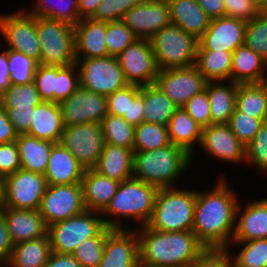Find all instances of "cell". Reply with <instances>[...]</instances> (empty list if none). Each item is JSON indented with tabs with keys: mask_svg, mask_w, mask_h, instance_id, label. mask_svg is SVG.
<instances>
[{
	"mask_svg": "<svg viewBox=\"0 0 267 267\" xmlns=\"http://www.w3.org/2000/svg\"><path fill=\"white\" fill-rule=\"evenodd\" d=\"M225 177H218L212 190L196 193L192 231L206 249H227L234 236L240 201Z\"/></svg>",
	"mask_w": 267,
	"mask_h": 267,
	"instance_id": "cell-1",
	"label": "cell"
},
{
	"mask_svg": "<svg viewBox=\"0 0 267 267\" xmlns=\"http://www.w3.org/2000/svg\"><path fill=\"white\" fill-rule=\"evenodd\" d=\"M140 261L152 265L190 267L206 250L193 231L164 232L135 227Z\"/></svg>",
	"mask_w": 267,
	"mask_h": 267,
	"instance_id": "cell-2",
	"label": "cell"
},
{
	"mask_svg": "<svg viewBox=\"0 0 267 267\" xmlns=\"http://www.w3.org/2000/svg\"><path fill=\"white\" fill-rule=\"evenodd\" d=\"M192 164L191 155L172 143L151 151H134L133 178L158 189L176 187Z\"/></svg>",
	"mask_w": 267,
	"mask_h": 267,
	"instance_id": "cell-3",
	"label": "cell"
},
{
	"mask_svg": "<svg viewBox=\"0 0 267 267\" xmlns=\"http://www.w3.org/2000/svg\"><path fill=\"white\" fill-rule=\"evenodd\" d=\"M158 188L131 178L120 182L116 194L101 213L104 224L110 228H133L126 226L122 220L130 219L138 223L136 227L147 225L150 221ZM104 214V215H103Z\"/></svg>",
	"mask_w": 267,
	"mask_h": 267,
	"instance_id": "cell-4",
	"label": "cell"
},
{
	"mask_svg": "<svg viewBox=\"0 0 267 267\" xmlns=\"http://www.w3.org/2000/svg\"><path fill=\"white\" fill-rule=\"evenodd\" d=\"M197 189L168 187L159 189L147 226L154 230L192 231Z\"/></svg>",
	"mask_w": 267,
	"mask_h": 267,
	"instance_id": "cell-5",
	"label": "cell"
},
{
	"mask_svg": "<svg viewBox=\"0 0 267 267\" xmlns=\"http://www.w3.org/2000/svg\"><path fill=\"white\" fill-rule=\"evenodd\" d=\"M159 70L196 64L198 39L179 26H165L150 39Z\"/></svg>",
	"mask_w": 267,
	"mask_h": 267,
	"instance_id": "cell-6",
	"label": "cell"
},
{
	"mask_svg": "<svg viewBox=\"0 0 267 267\" xmlns=\"http://www.w3.org/2000/svg\"><path fill=\"white\" fill-rule=\"evenodd\" d=\"M36 31L41 47L40 64L64 67L76 63L74 26L36 16Z\"/></svg>",
	"mask_w": 267,
	"mask_h": 267,
	"instance_id": "cell-7",
	"label": "cell"
},
{
	"mask_svg": "<svg viewBox=\"0 0 267 267\" xmlns=\"http://www.w3.org/2000/svg\"><path fill=\"white\" fill-rule=\"evenodd\" d=\"M102 214L85 210L48 226L51 252L73 254L81 242L96 237L106 226Z\"/></svg>",
	"mask_w": 267,
	"mask_h": 267,
	"instance_id": "cell-8",
	"label": "cell"
},
{
	"mask_svg": "<svg viewBox=\"0 0 267 267\" xmlns=\"http://www.w3.org/2000/svg\"><path fill=\"white\" fill-rule=\"evenodd\" d=\"M76 65L80 86L94 93L107 97L129 85L117 57L76 59Z\"/></svg>",
	"mask_w": 267,
	"mask_h": 267,
	"instance_id": "cell-9",
	"label": "cell"
},
{
	"mask_svg": "<svg viewBox=\"0 0 267 267\" xmlns=\"http://www.w3.org/2000/svg\"><path fill=\"white\" fill-rule=\"evenodd\" d=\"M0 35L5 49L15 50L33 58L40 64L41 47L36 31V16L24 8L16 12L0 13Z\"/></svg>",
	"mask_w": 267,
	"mask_h": 267,
	"instance_id": "cell-10",
	"label": "cell"
},
{
	"mask_svg": "<svg viewBox=\"0 0 267 267\" xmlns=\"http://www.w3.org/2000/svg\"><path fill=\"white\" fill-rule=\"evenodd\" d=\"M59 144L66 148L85 169H93L105 146L99 123L64 127Z\"/></svg>",
	"mask_w": 267,
	"mask_h": 267,
	"instance_id": "cell-11",
	"label": "cell"
},
{
	"mask_svg": "<svg viewBox=\"0 0 267 267\" xmlns=\"http://www.w3.org/2000/svg\"><path fill=\"white\" fill-rule=\"evenodd\" d=\"M86 209L81 183L48 185L39 212L48 226L81 214Z\"/></svg>",
	"mask_w": 267,
	"mask_h": 267,
	"instance_id": "cell-12",
	"label": "cell"
},
{
	"mask_svg": "<svg viewBox=\"0 0 267 267\" xmlns=\"http://www.w3.org/2000/svg\"><path fill=\"white\" fill-rule=\"evenodd\" d=\"M47 186L43 174L19 169L4 177V207L39 209Z\"/></svg>",
	"mask_w": 267,
	"mask_h": 267,
	"instance_id": "cell-13",
	"label": "cell"
},
{
	"mask_svg": "<svg viewBox=\"0 0 267 267\" xmlns=\"http://www.w3.org/2000/svg\"><path fill=\"white\" fill-rule=\"evenodd\" d=\"M117 58L129 85L147 86L155 83L159 69L150 40H136Z\"/></svg>",
	"mask_w": 267,
	"mask_h": 267,
	"instance_id": "cell-14",
	"label": "cell"
},
{
	"mask_svg": "<svg viewBox=\"0 0 267 267\" xmlns=\"http://www.w3.org/2000/svg\"><path fill=\"white\" fill-rule=\"evenodd\" d=\"M207 82L196 65L159 70L155 80L160 90L179 107L204 90Z\"/></svg>",
	"mask_w": 267,
	"mask_h": 267,
	"instance_id": "cell-15",
	"label": "cell"
},
{
	"mask_svg": "<svg viewBox=\"0 0 267 267\" xmlns=\"http://www.w3.org/2000/svg\"><path fill=\"white\" fill-rule=\"evenodd\" d=\"M64 127L99 123L108 114L107 97L81 86L67 99L58 103Z\"/></svg>",
	"mask_w": 267,
	"mask_h": 267,
	"instance_id": "cell-16",
	"label": "cell"
},
{
	"mask_svg": "<svg viewBox=\"0 0 267 267\" xmlns=\"http://www.w3.org/2000/svg\"><path fill=\"white\" fill-rule=\"evenodd\" d=\"M199 148L218 162L220 160L222 163L240 166L246 161L245 145L234 135L227 123L211 124L203 128Z\"/></svg>",
	"mask_w": 267,
	"mask_h": 267,
	"instance_id": "cell-17",
	"label": "cell"
},
{
	"mask_svg": "<svg viewBox=\"0 0 267 267\" xmlns=\"http://www.w3.org/2000/svg\"><path fill=\"white\" fill-rule=\"evenodd\" d=\"M122 21L138 39L150 40L155 33L171 24L168 2L142 0L125 13Z\"/></svg>",
	"mask_w": 267,
	"mask_h": 267,
	"instance_id": "cell-18",
	"label": "cell"
},
{
	"mask_svg": "<svg viewBox=\"0 0 267 267\" xmlns=\"http://www.w3.org/2000/svg\"><path fill=\"white\" fill-rule=\"evenodd\" d=\"M246 23L233 17L211 19L210 25L198 39L197 50L234 52L244 44Z\"/></svg>",
	"mask_w": 267,
	"mask_h": 267,
	"instance_id": "cell-19",
	"label": "cell"
},
{
	"mask_svg": "<svg viewBox=\"0 0 267 267\" xmlns=\"http://www.w3.org/2000/svg\"><path fill=\"white\" fill-rule=\"evenodd\" d=\"M140 260L139 237L135 228H112L106 237L98 267H136Z\"/></svg>",
	"mask_w": 267,
	"mask_h": 267,
	"instance_id": "cell-20",
	"label": "cell"
},
{
	"mask_svg": "<svg viewBox=\"0 0 267 267\" xmlns=\"http://www.w3.org/2000/svg\"><path fill=\"white\" fill-rule=\"evenodd\" d=\"M247 201L243 208L242 203L238 204L235 232L231 242L267 238V197Z\"/></svg>",
	"mask_w": 267,
	"mask_h": 267,
	"instance_id": "cell-21",
	"label": "cell"
},
{
	"mask_svg": "<svg viewBox=\"0 0 267 267\" xmlns=\"http://www.w3.org/2000/svg\"><path fill=\"white\" fill-rule=\"evenodd\" d=\"M8 231L14 245L47 235L48 227L39 209H13L4 207Z\"/></svg>",
	"mask_w": 267,
	"mask_h": 267,
	"instance_id": "cell-22",
	"label": "cell"
},
{
	"mask_svg": "<svg viewBox=\"0 0 267 267\" xmlns=\"http://www.w3.org/2000/svg\"><path fill=\"white\" fill-rule=\"evenodd\" d=\"M107 22L81 19L75 26V57L90 59L108 56L105 44Z\"/></svg>",
	"mask_w": 267,
	"mask_h": 267,
	"instance_id": "cell-23",
	"label": "cell"
},
{
	"mask_svg": "<svg viewBox=\"0 0 267 267\" xmlns=\"http://www.w3.org/2000/svg\"><path fill=\"white\" fill-rule=\"evenodd\" d=\"M85 168L59 143L51 148L48 165L44 173L48 185L81 183Z\"/></svg>",
	"mask_w": 267,
	"mask_h": 267,
	"instance_id": "cell-24",
	"label": "cell"
},
{
	"mask_svg": "<svg viewBox=\"0 0 267 267\" xmlns=\"http://www.w3.org/2000/svg\"><path fill=\"white\" fill-rule=\"evenodd\" d=\"M119 184L94 169H85L81 185L86 209L102 213L116 194Z\"/></svg>",
	"mask_w": 267,
	"mask_h": 267,
	"instance_id": "cell-25",
	"label": "cell"
},
{
	"mask_svg": "<svg viewBox=\"0 0 267 267\" xmlns=\"http://www.w3.org/2000/svg\"><path fill=\"white\" fill-rule=\"evenodd\" d=\"M230 81L237 84L267 81V62L245 44L239 46L232 55Z\"/></svg>",
	"mask_w": 267,
	"mask_h": 267,
	"instance_id": "cell-26",
	"label": "cell"
},
{
	"mask_svg": "<svg viewBox=\"0 0 267 267\" xmlns=\"http://www.w3.org/2000/svg\"><path fill=\"white\" fill-rule=\"evenodd\" d=\"M171 23L199 39L210 25L211 18L196 0H166Z\"/></svg>",
	"mask_w": 267,
	"mask_h": 267,
	"instance_id": "cell-27",
	"label": "cell"
},
{
	"mask_svg": "<svg viewBox=\"0 0 267 267\" xmlns=\"http://www.w3.org/2000/svg\"><path fill=\"white\" fill-rule=\"evenodd\" d=\"M64 126L59 104L56 102L42 101L35 106L33 119L27 134L38 139L59 143Z\"/></svg>",
	"mask_w": 267,
	"mask_h": 267,
	"instance_id": "cell-28",
	"label": "cell"
},
{
	"mask_svg": "<svg viewBox=\"0 0 267 267\" xmlns=\"http://www.w3.org/2000/svg\"><path fill=\"white\" fill-rule=\"evenodd\" d=\"M134 151L109 143H105L104 149L96 166L93 168L99 174L110 179L122 182L133 178Z\"/></svg>",
	"mask_w": 267,
	"mask_h": 267,
	"instance_id": "cell-29",
	"label": "cell"
},
{
	"mask_svg": "<svg viewBox=\"0 0 267 267\" xmlns=\"http://www.w3.org/2000/svg\"><path fill=\"white\" fill-rule=\"evenodd\" d=\"M167 128L171 143L186 150L191 155L192 162L196 160L194 153L196 152V148H198L196 146L200 144L203 128L183 107H179L176 110Z\"/></svg>",
	"mask_w": 267,
	"mask_h": 267,
	"instance_id": "cell-30",
	"label": "cell"
},
{
	"mask_svg": "<svg viewBox=\"0 0 267 267\" xmlns=\"http://www.w3.org/2000/svg\"><path fill=\"white\" fill-rule=\"evenodd\" d=\"M228 83V84H227ZM207 82L211 124L228 123L235 111L238 84L233 81Z\"/></svg>",
	"mask_w": 267,
	"mask_h": 267,
	"instance_id": "cell-31",
	"label": "cell"
},
{
	"mask_svg": "<svg viewBox=\"0 0 267 267\" xmlns=\"http://www.w3.org/2000/svg\"><path fill=\"white\" fill-rule=\"evenodd\" d=\"M21 169L43 174L46 171L51 148L55 143L20 134L16 140Z\"/></svg>",
	"mask_w": 267,
	"mask_h": 267,
	"instance_id": "cell-32",
	"label": "cell"
},
{
	"mask_svg": "<svg viewBox=\"0 0 267 267\" xmlns=\"http://www.w3.org/2000/svg\"><path fill=\"white\" fill-rule=\"evenodd\" d=\"M51 254L46 236L14 245L11 257L4 267H44Z\"/></svg>",
	"mask_w": 267,
	"mask_h": 267,
	"instance_id": "cell-33",
	"label": "cell"
},
{
	"mask_svg": "<svg viewBox=\"0 0 267 267\" xmlns=\"http://www.w3.org/2000/svg\"><path fill=\"white\" fill-rule=\"evenodd\" d=\"M144 122L167 126L179 108L154 83L143 86Z\"/></svg>",
	"mask_w": 267,
	"mask_h": 267,
	"instance_id": "cell-34",
	"label": "cell"
},
{
	"mask_svg": "<svg viewBox=\"0 0 267 267\" xmlns=\"http://www.w3.org/2000/svg\"><path fill=\"white\" fill-rule=\"evenodd\" d=\"M232 52L197 50L196 66L208 82L230 81Z\"/></svg>",
	"mask_w": 267,
	"mask_h": 267,
	"instance_id": "cell-35",
	"label": "cell"
},
{
	"mask_svg": "<svg viewBox=\"0 0 267 267\" xmlns=\"http://www.w3.org/2000/svg\"><path fill=\"white\" fill-rule=\"evenodd\" d=\"M235 109L254 118L266 121L267 81L238 84Z\"/></svg>",
	"mask_w": 267,
	"mask_h": 267,
	"instance_id": "cell-36",
	"label": "cell"
},
{
	"mask_svg": "<svg viewBox=\"0 0 267 267\" xmlns=\"http://www.w3.org/2000/svg\"><path fill=\"white\" fill-rule=\"evenodd\" d=\"M30 8L23 7L30 15L62 21L75 26L81 19L78 0H34Z\"/></svg>",
	"mask_w": 267,
	"mask_h": 267,
	"instance_id": "cell-37",
	"label": "cell"
},
{
	"mask_svg": "<svg viewBox=\"0 0 267 267\" xmlns=\"http://www.w3.org/2000/svg\"><path fill=\"white\" fill-rule=\"evenodd\" d=\"M231 245L235 248L238 246L239 250L233 251ZM226 250L230 253L235 267H267V238L231 242ZM231 250L235 252V255Z\"/></svg>",
	"mask_w": 267,
	"mask_h": 267,
	"instance_id": "cell-38",
	"label": "cell"
},
{
	"mask_svg": "<svg viewBox=\"0 0 267 267\" xmlns=\"http://www.w3.org/2000/svg\"><path fill=\"white\" fill-rule=\"evenodd\" d=\"M171 144L167 126L142 122L135 127L133 151H151Z\"/></svg>",
	"mask_w": 267,
	"mask_h": 267,
	"instance_id": "cell-39",
	"label": "cell"
},
{
	"mask_svg": "<svg viewBox=\"0 0 267 267\" xmlns=\"http://www.w3.org/2000/svg\"><path fill=\"white\" fill-rule=\"evenodd\" d=\"M101 126L105 143L133 150L135 127L123 117L107 114L103 118Z\"/></svg>",
	"mask_w": 267,
	"mask_h": 267,
	"instance_id": "cell-40",
	"label": "cell"
},
{
	"mask_svg": "<svg viewBox=\"0 0 267 267\" xmlns=\"http://www.w3.org/2000/svg\"><path fill=\"white\" fill-rule=\"evenodd\" d=\"M8 74L12 85H24L34 82L39 63L24 53L7 49Z\"/></svg>",
	"mask_w": 267,
	"mask_h": 267,
	"instance_id": "cell-41",
	"label": "cell"
},
{
	"mask_svg": "<svg viewBox=\"0 0 267 267\" xmlns=\"http://www.w3.org/2000/svg\"><path fill=\"white\" fill-rule=\"evenodd\" d=\"M43 100L34 82L24 85H10L1 95L4 108L37 106Z\"/></svg>",
	"mask_w": 267,
	"mask_h": 267,
	"instance_id": "cell-42",
	"label": "cell"
},
{
	"mask_svg": "<svg viewBox=\"0 0 267 267\" xmlns=\"http://www.w3.org/2000/svg\"><path fill=\"white\" fill-rule=\"evenodd\" d=\"M112 228L105 227L96 237L80 243L72 254L83 267H98L104 254V246L108 232Z\"/></svg>",
	"mask_w": 267,
	"mask_h": 267,
	"instance_id": "cell-43",
	"label": "cell"
},
{
	"mask_svg": "<svg viewBox=\"0 0 267 267\" xmlns=\"http://www.w3.org/2000/svg\"><path fill=\"white\" fill-rule=\"evenodd\" d=\"M136 40V35L122 20L107 22L105 44L109 56L117 57Z\"/></svg>",
	"mask_w": 267,
	"mask_h": 267,
	"instance_id": "cell-44",
	"label": "cell"
},
{
	"mask_svg": "<svg viewBox=\"0 0 267 267\" xmlns=\"http://www.w3.org/2000/svg\"><path fill=\"white\" fill-rule=\"evenodd\" d=\"M245 165H253L261 175H267V121L263 123L254 139L245 146Z\"/></svg>",
	"mask_w": 267,
	"mask_h": 267,
	"instance_id": "cell-45",
	"label": "cell"
},
{
	"mask_svg": "<svg viewBox=\"0 0 267 267\" xmlns=\"http://www.w3.org/2000/svg\"><path fill=\"white\" fill-rule=\"evenodd\" d=\"M244 44L267 62V17L260 13L246 23Z\"/></svg>",
	"mask_w": 267,
	"mask_h": 267,
	"instance_id": "cell-46",
	"label": "cell"
},
{
	"mask_svg": "<svg viewBox=\"0 0 267 267\" xmlns=\"http://www.w3.org/2000/svg\"><path fill=\"white\" fill-rule=\"evenodd\" d=\"M264 122L262 119L254 118L235 109L227 124L234 135L246 146L254 139Z\"/></svg>",
	"mask_w": 267,
	"mask_h": 267,
	"instance_id": "cell-47",
	"label": "cell"
},
{
	"mask_svg": "<svg viewBox=\"0 0 267 267\" xmlns=\"http://www.w3.org/2000/svg\"><path fill=\"white\" fill-rule=\"evenodd\" d=\"M80 87L76 63L64 67L56 66L54 102L59 103L70 97Z\"/></svg>",
	"mask_w": 267,
	"mask_h": 267,
	"instance_id": "cell-48",
	"label": "cell"
},
{
	"mask_svg": "<svg viewBox=\"0 0 267 267\" xmlns=\"http://www.w3.org/2000/svg\"><path fill=\"white\" fill-rule=\"evenodd\" d=\"M142 0H102L91 19L113 22L121 21L125 13Z\"/></svg>",
	"mask_w": 267,
	"mask_h": 267,
	"instance_id": "cell-49",
	"label": "cell"
},
{
	"mask_svg": "<svg viewBox=\"0 0 267 267\" xmlns=\"http://www.w3.org/2000/svg\"><path fill=\"white\" fill-rule=\"evenodd\" d=\"M183 108L202 128L211 125L210 103L206 89L190 98Z\"/></svg>",
	"mask_w": 267,
	"mask_h": 267,
	"instance_id": "cell-50",
	"label": "cell"
},
{
	"mask_svg": "<svg viewBox=\"0 0 267 267\" xmlns=\"http://www.w3.org/2000/svg\"><path fill=\"white\" fill-rule=\"evenodd\" d=\"M140 92V86L128 85L107 96L108 114L128 116L129 100H133Z\"/></svg>",
	"mask_w": 267,
	"mask_h": 267,
	"instance_id": "cell-51",
	"label": "cell"
},
{
	"mask_svg": "<svg viewBox=\"0 0 267 267\" xmlns=\"http://www.w3.org/2000/svg\"><path fill=\"white\" fill-rule=\"evenodd\" d=\"M34 84L43 101L54 102L56 66L39 64L34 75Z\"/></svg>",
	"mask_w": 267,
	"mask_h": 267,
	"instance_id": "cell-52",
	"label": "cell"
},
{
	"mask_svg": "<svg viewBox=\"0 0 267 267\" xmlns=\"http://www.w3.org/2000/svg\"><path fill=\"white\" fill-rule=\"evenodd\" d=\"M224 6L225 16L245 22L250 21L261 13L254 0H224Z\"/></svg>",
	"mask_w": 267,
	"mask_h": 267,
	"instance_id": "cell-53",
	"label": "cell"
},
{
	"mask_svg": "<svg viewBox=\"0 0 267 267\" xmlns=\"http://www.w3.org/2000/svg\"><path fill=\"white\" fill-rule=\"evenodd\" d=\"M21 169L16 141L0 144V176L5 177Z\"/></svg>",
	"mask_w": 267,
	"mask_h": 267,
	"instance_id": "cell-54",
	"label": "cell"
},
{
	"mask_svg": "<svg viewBox=\"0 0 267 267\" xmlns=\"http://www.w3.org/2000/svg\"><path fill=\"white\" fill-rule=\"evenodd\" d=\"M230 253L226 249H206L190 267H232Z\"/></svg>",
	"mask_w": 267,
	"mask_h": 267,
	"instance_id": "cell-55",
	"label": "cell"
},
{
	"mask_svg": "<svg viewBox=\"0 0 267 267\" xmlns=\"http://www.w3.org/2000/svg\"><path fill=\"white\" fill-rule=\"evenodd\" d=\"M10 122L13 124L18 135L29 132L35 106L5 108Z\"/></svg>",
	"mask_w": 267,
	"mask_h": 267,
	"instance_id": "cell-56",
	"label": "cell"
},
{
	"mask_svg": "<svg viewBox=\"0 0 267 267\" xmlns=\"http://www.w3.org/2000/svg\"><path fill=\"white\" fill-rule=\"evenodd\" d=\"M14 244L7 228L4 214L0 211V267L9 261Z\"/></svg>",
	"mask_w": 267,
	"mask_h": 267,
	"instance_id": "cell-57",
	"label": "cell"
},
{
	"mask_svg": "<svg viewBox=\"0 0 267 267\" xmlns=\"http://www.w3.org/2000/svg\"><path fill=\"white\" fill-rule=\"evenodd\" d=\"M143 108V86H140L139 94L133 100H129L128 116L122 117L136 127L144 122Z\"/></svg>",
	"mask_w": 267,
	"mask_h": 267,
	"instance_id": "cell-58",
	"label": "cell"
},
{
	"mask_svg": "<svg viewBox=\"0 0 267 267\" xmlns=\"http://www.w3.org/2000/svg\"><path fill=\"white\" fill-rule=\"evenodd\" d=\"M18 136L8 118L7 110L0 104V144L16 141Z\"/></svg>",
	"mask_w": 267,
	"mask_h": 267,
	"instance_id": "cell-59",
	"label": "cell"
},
{
	"mask_svg": "<svg viewBox=\"0 0 267 267\" xmlns=\"http://www.w3.org/2000/svg\"><path fill=\"white\" fill-rule=\"evenodd\" d=\"M44 267H83L72 254L51 252Z\"/></svg>",
	"mask_w": 267,
	"mask_h": 267,
	"instance_id": "cell-60",
	"label": "cell"
},
{
	"mask_svg": "<svg viewBox=\"0 0 267 267\" xmlns=\"http://www.w3.org/2000/svg\"><path fill=\"white\" fill-rule=\"evenodd\" d=\"M196 1L211 19L225 16L224 0H196Z\"/></svg>",
	"mask_w": 267,
	"mask_h": 267,
	"instance_id": "cell-61",
	"label": "cell"
},
{
	"mask_svg": "<svg viewBox=\"0 0 267 267\" xmlns=\"http://www.w3.org/2000/svg\"><path fill=\"white\" fill-rule=\"evenodd\" d=\"M0 51V95L11 85L8 74L7 49Z\"/></svg>",
	"mask_w": 267,
	"mask_h": 267,
	"instance_id": "cell-62",
	"label": "cell"
},
{
	"mask_svg": "<svg viewBox=\"0 0 267 267\" xmlns=\"http://www.w3.org/2000/svg\"><path fill=\"white\" fill-rule=\"evenodd\" d=\"M101 1L102 0H78L79 18H90Z\"/></svg>",
	"mask_w": 267,
	"mask_h": 267,
	"instance_id": "cell-63",
	"label": "cell"
},
{
	"mask_svg": "<svg viewBox=\"0 0 267 267\" xmlns=\"http://www.w3.org/2000/svg\"><path fill=\"white\" fill-rule=\"evenodd\" d=\"M4 202H5L4 177L0 176V211L4 208Z\"/></svg>",
	"mask_w": 267,
	"mask_h": 267,
	"instance_id": "cell-64",
	"label": "cell"
},
{
	"mask_svg": "<svg viewBox=\"0 0 267 267\" xmlns=\"http://www.w3.org/2000/svg\"><path fill=\"white\" fill-rule=\"evenodd\" d=\"M254 3L261 11L264 8V6L267 5V0H254Z\"/></svg>",
	"mask_w": 267,
	"mask_h": 267,
	"instance_id": "cell-65",
	"label": "cell"
},
{
	"mask_svg": "<svg viewBox=\"0 0 267 267\" xmlns=\"http://www.w3.org/2000/svg\"><path fill=\"white\" fill-rule=\"evenodd\" d=\"M136 267H171V266L152 265V264H148V263H143L139 260Z\"/></svg>",
	"mask_w": 267,
	"mask_h": 267,
	"instance_id": "cell-66",
	"label": "cell"
},
{
	"mask_svg": "<svg viewBox=\"0 0 267 267\" xmlns=\"http://www.w3.org/2000/svg\"><path fill=\"white\" fill-rule=\"evenodd\" d=\"M261 14L267 17V5H265L264 8L261 10Z\"/></svg>",
	"mask_w": 267,
	"mask_h": 267,
	"instance_id": "cell-67",
	"label": "cell"
}]
</instances>
